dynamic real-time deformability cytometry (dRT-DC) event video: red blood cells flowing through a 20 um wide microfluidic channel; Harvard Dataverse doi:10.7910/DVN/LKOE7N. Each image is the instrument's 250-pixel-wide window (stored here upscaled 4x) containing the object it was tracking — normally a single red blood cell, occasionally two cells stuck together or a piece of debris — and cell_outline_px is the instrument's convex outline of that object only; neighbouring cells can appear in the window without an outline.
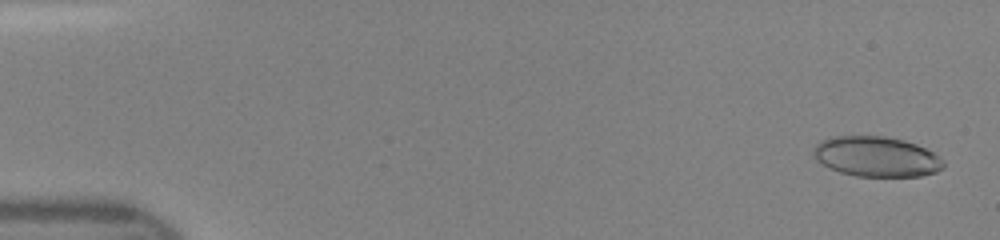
{"species": "human", "species_latin": "Homo sapiens", "temperature_condition": "room temperature", "stored_images_in_passage": 47, "camera_frame_rate_fps": 3000, "um_per_image_px": 0.085, "donor": {"sex": "female"}, "frame": {"image": 1, "passage_image": 2, "time_ms": 0.333, "image_size_px": [1000, 240], "cell_outline_px": [[944, 168], [936, 172], [920, 176], [856, 176], [840, 172], [828, 168], [816, 160], [812, 156], [812, 148], [820, 140], [832, 136], [884, 136], [904, 140], [916, 144], [940, 156], [944, 160]], "centroid_in_image_um": [74.46, 13.31], "position_along_channel_um": 10.5, "area_um2": 30.75}}
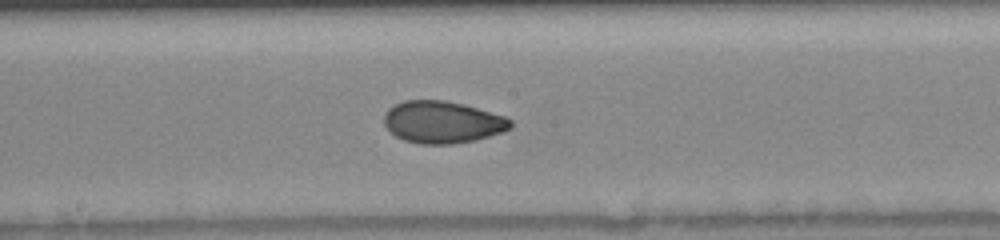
{"frame": {"image": 2, "passage_image": 26, "time_ms": 8.333, "image_size_px": [1000, 240], "cell_outline_px": [[512, 128], [504, 132], [472, 140], [452, 144], [420, 144], [404, 140], [396, 136], [384, 124], [384, 116], [388, 108], [404, 100], [444, 100], [464, 104], [504, 116], [512, 120]], "centroid_in_image_um": [37.61, 10.37], "position_along_channel_um": 210.6, "area_um2": 30.92}}
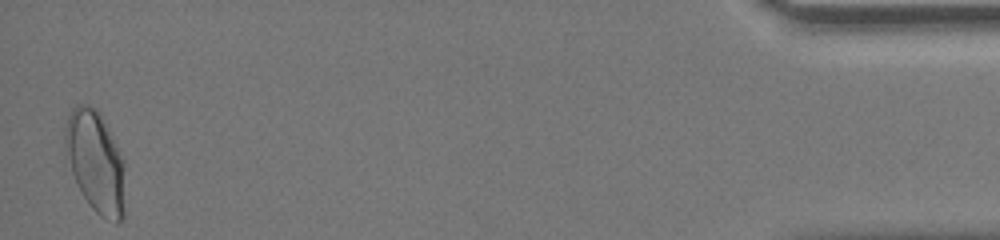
{"frame": {"image": 3, "passage_image": 47, "time_ms": 15.333, "image_size_px": [1000, 240], "cell_outline_px": [[124, 220], [116, 224], [100, 216], [88, 204], [72, 172], [64, 140], [64, 128], [68, 116], [72, 108], [76, 104], [88, 104], [96, 108], [100, 112], [124, 160]], "centroid_in_image_um": [8.14, 13.75], "position_along_channel_um": 427.1, "area_um2": 35.49}}